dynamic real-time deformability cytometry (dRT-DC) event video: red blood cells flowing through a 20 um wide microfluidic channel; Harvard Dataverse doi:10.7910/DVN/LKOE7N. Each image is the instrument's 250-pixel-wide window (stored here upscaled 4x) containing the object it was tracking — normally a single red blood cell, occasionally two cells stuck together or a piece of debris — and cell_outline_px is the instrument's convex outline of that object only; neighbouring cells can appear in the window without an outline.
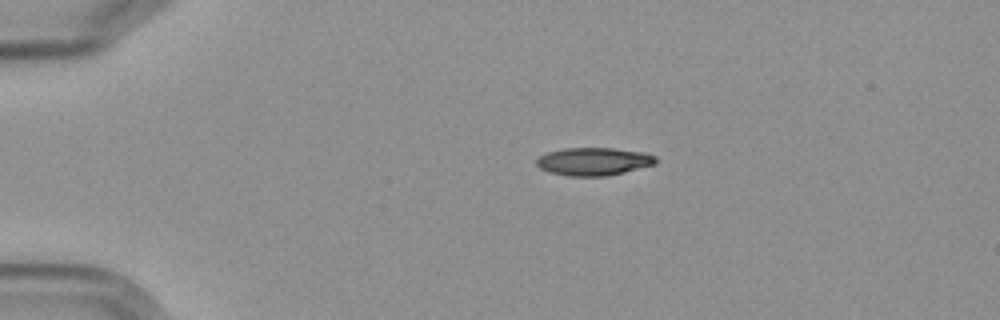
{"species": "Egyptian fruit bat (a non-hibernating species)", "species_latin": "Rousettus aegyptiacus", "temperature_condition": "cold", "stored_images_in_passage": 9, "camera_frame_rate_fps": 3000, "um_per_image_px": 0.085, "frame": {"image": 1, "passage_image": 1, "time_ms": 0.0, "image_size_px": [1000, 320], "cell_outline_px": [[660, 160], [656, 164], [608, 176], [568, 176], [548, 172], [540, 168], [536, 164], [536, 160], [540, 156], [548, 152], [564, 148], [612, 148], [644, 152], [656, 156]], "centroid_in_image_um": [50.49, 13.73], "position_along_channel_um": 34.5, "area_um2": 19.54}}
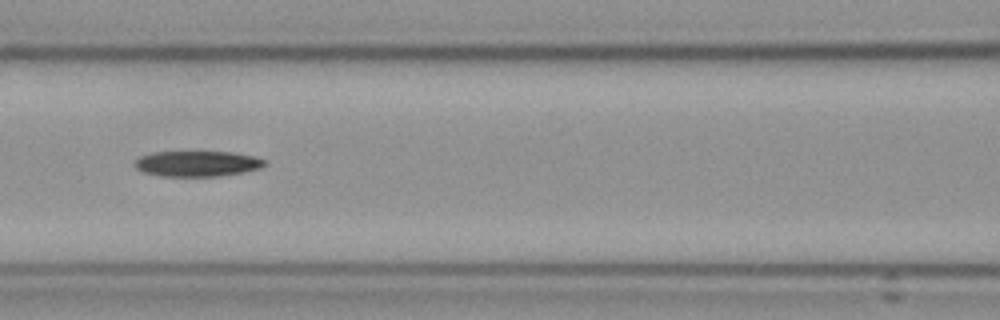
{"frame": {"image": 2, "passage_image": 5, "time_ms": 4.667, "image_size_px": [1000, 320], "cell_outline_px": [[268, 164], [260, 168], [244, 172], [220, 176], [160, 176], [144, 172], [136, 168], [136, 160], [140, 156], [152, 152], [232, 152], [252, 156], [264, 160]], "centroid_in_image_um": [16.78, 13.91], "position_along_channel_um": 149.8, "area_um2": 19.25}}
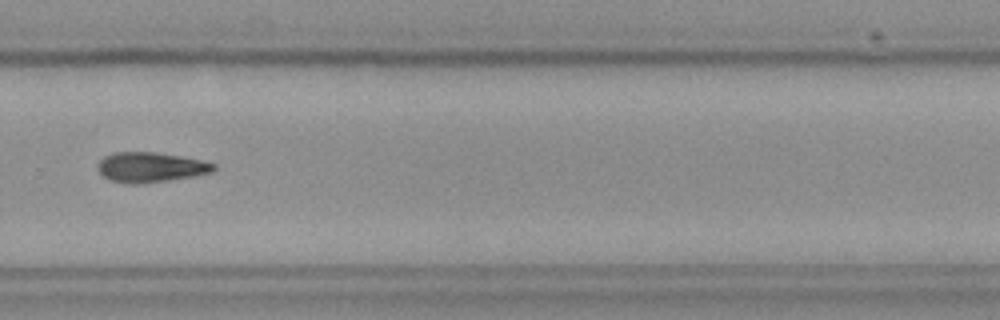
{"frame": {"image": 3, "passage_image": 9, "time_ms": 9.333, "image_size_px": [1000, 320], "cell_outline_px": [[216, 168], [212, 172], [192, 176], [168, 180], [136, 184], [132, 184], [112, 180], [104, 176], [100, 172], [100, 160], [104, 156], [112, 152], [156, 152], [180, 156], [200, 160], [216, 164]], "centroid_in_image_um": [12.82, 14.2], "position_along_channel_um": 317.0, "area_um2": 19.88}}